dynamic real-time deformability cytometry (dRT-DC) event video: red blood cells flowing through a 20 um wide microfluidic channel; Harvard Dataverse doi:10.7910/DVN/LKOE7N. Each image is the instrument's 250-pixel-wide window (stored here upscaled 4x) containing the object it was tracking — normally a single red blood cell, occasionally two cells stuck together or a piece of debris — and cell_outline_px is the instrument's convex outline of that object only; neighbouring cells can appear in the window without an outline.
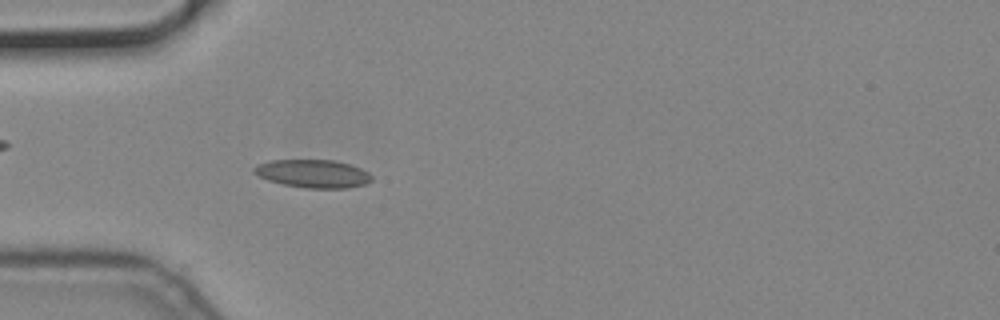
{"species": "common noctule bat (a hibernating species)", "species_latin": "Nyctalus noctula", "temperature_condition": "cold", "stored_images_in_passage": 39, "camera_frame_rate_fps": 3000, "um_per_image_px": 0.085, "animal": {"sex": "male", "body_mass_g": 19.2, "forearm_length_mm": 51.8}, "frame": {"image": 1, "passage_image": 10, "time_ms": 3.0, "image_size_px": [1000, 320], "cell_outline_px": [[372, 180], [364, 184], [348, 188], [304, 188], [284, 184], [268, 180], [252, 172], [252, 168], [260, 164], [272, 160], [332, 160], [348, 164], [360, 168], [368, 172], [372, 176]], "centroid_in_image_um": [26.61, 14.76], "position_along_channel_um": 58.4, "area_um2": 19.07}}
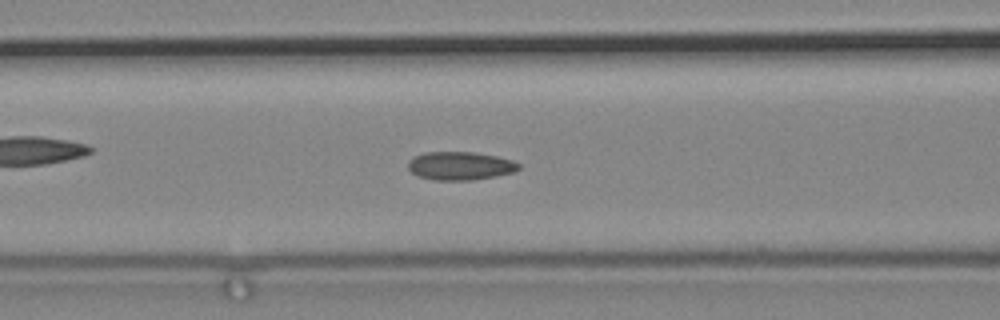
{"frame": {"image": 2, "passage_image": 16, "time_ms": 5.0, "image_size_px": [1000, 320], "cell_outline_px": [[520, 168], [516, 172], [496, 176], [472, 180], [436, 180], [420, 176], [412, 172], [408, 168], [408, 160], [412, 156], [424, 152], [476, 152], [496, 156], [512, 160], [520, 164]], "centroid_in_image_um": [39.12, 14.09], "position_along_channel_um": 127.5, "area_um2": 18.38}}
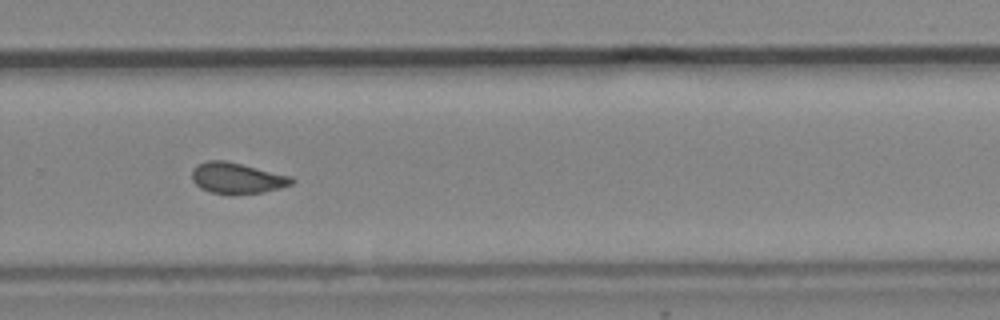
{"frame": {"image": 3, "passage_image": 31, "time_ms": 10.0, "image_size_px": [1000, 320], "cell_outline_px": [[296, 180], [292, 184], [280, 188], [260, 192], [236, 196], [228, 196], [212, 192], [200, 188], [192, 180], [192, 168], [196, 164], [208, 160], [224, 160], [292, 176]], "centroid_in_image_um": [20.12, 15.16], "position_along_channel_um": 309.7, "area_um2": 18.32}}